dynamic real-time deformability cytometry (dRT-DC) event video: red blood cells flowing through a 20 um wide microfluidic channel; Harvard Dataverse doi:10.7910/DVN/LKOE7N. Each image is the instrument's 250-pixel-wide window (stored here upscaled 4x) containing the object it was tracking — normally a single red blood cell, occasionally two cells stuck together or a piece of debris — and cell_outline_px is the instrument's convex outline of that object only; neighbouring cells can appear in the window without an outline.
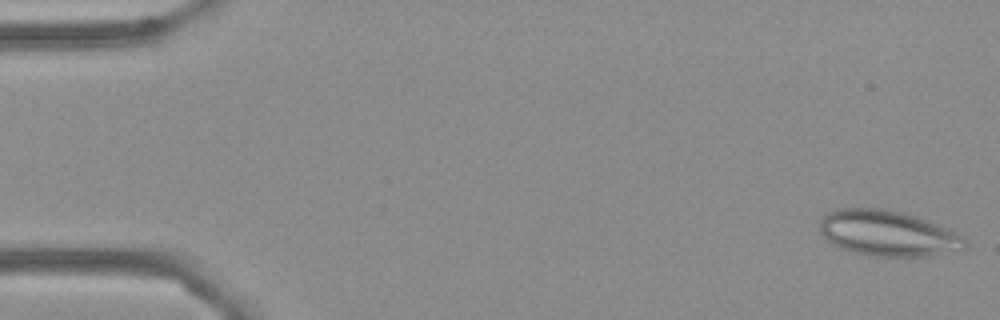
{"species": "Egyptian fruit bat (a non-hibernating species)", "species_latin": "Rousettus aegyptiacus", "temperature_condition": "cold", "stored_images_in_passage": 55, "camera_frame_rate_fps": 3000, "um_per_image_px": 0.085, "frame": {"image": 1, "passage_image": 1, "time_ms": 0.0, "image_size_px": [1000, 320], "cell_outline_px": [[968, 244], [964, 248], [928, 256], [872, 256], [852, 252], [840, 248], [832, 244], [820, 232], [820, 220], [828, 212], [840, 208], [880, 208], [904, 212], [916, 216], [948, 228], [956, 232]], "centroid_in_image_um": [75.43, 19.82], "position_along_channel_um": 9.6, "area_um2": 38.44}}
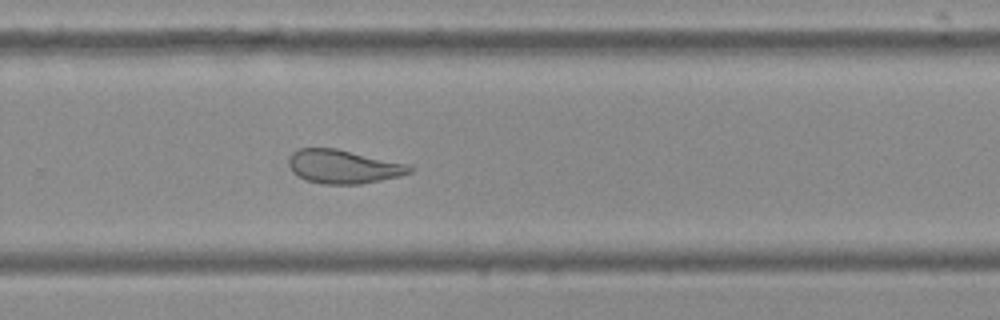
{"frame": {"image": 2, "passage_image": 36, "time_ms": 11.667, "image_size_px": [1000, 320], "cell_outline_px": [[416, 168], [412, 172], [400, 176], [360, 184], [324, 184], [308, 180], [292, 172], [288, 164], [288, 156], [292, 152], [300, 148], [336, 148], [408, 164]], "centroid_in_image_um": [29.19, 14.15], "position_along_channel_um": 300.6, "area_um2": 23.76}}
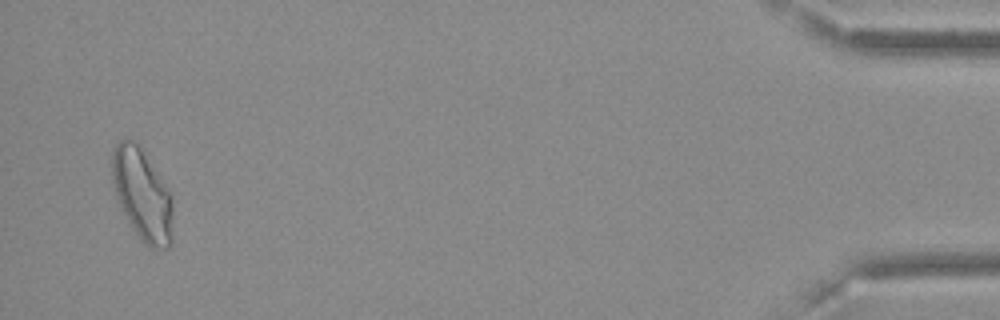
{"frame": {"image": 3, "passage_image": 53, "time_ms": 17.333, "image_size_px": [1000, 320], "cell_outline_px": [[172, 244], [168, 248], [152, 248], [140, 240], [128, 220], [120, 204], [112, 180], [112, 148], [120, 140], [132, 140], [140, 148], [168, 192], [172, 200]], "centroid_in_image_um": [12.08, 16.6], "position_along_channel_um": 423.1, "area_um2": 31.39}, "authors_computed_cell_mechanics": {"area_um2": 26.8192, "velocity_mm_per_s": 3.6229, "shape_relaxation_time_tau1_ms": null, "shape_relaxation_time_tau2_ms": 1.7461, "deformation_change_tau1": null, "deformation_change_tau2": 0.0953}}